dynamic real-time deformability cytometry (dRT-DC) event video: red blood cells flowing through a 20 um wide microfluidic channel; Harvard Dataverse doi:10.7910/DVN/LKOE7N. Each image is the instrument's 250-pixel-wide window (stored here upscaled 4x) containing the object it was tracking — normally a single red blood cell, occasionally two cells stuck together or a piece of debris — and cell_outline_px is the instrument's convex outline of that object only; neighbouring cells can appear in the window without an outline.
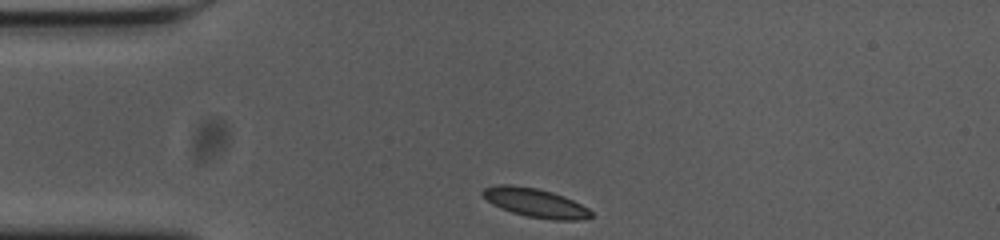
{"species": "common noctule bat (a hibernating species)", "species_latin": "Nyctalus noctula", "temperature_condition": "cold", "stored_images_in_passage": 33, "camera_frame_rate_fps": 3000, "um_per_image_px": 0.085, "animal": {"sex": "female", "body_mass_g": 23.0, "forearm_length_mm": 53.4}, "frame": {"image": 1, "passage_image": 1, "time_ms": 0.0, "image_size_px": [1000, 240], "cell_outline_px": [[592, 216], [576, 220], [552, 220], [528, 216], [512, 212], [500, 208], [492, 204], [480, 192], [484, 188], [496, 184], [508, 184], [536, 188], [552, 192], [564, 196], [588, 208], [592, 212]], "centroid_in_image_um": [45.47, 17.22], "position_along_channel_um": 39.5, "area_um2": 18.09}}
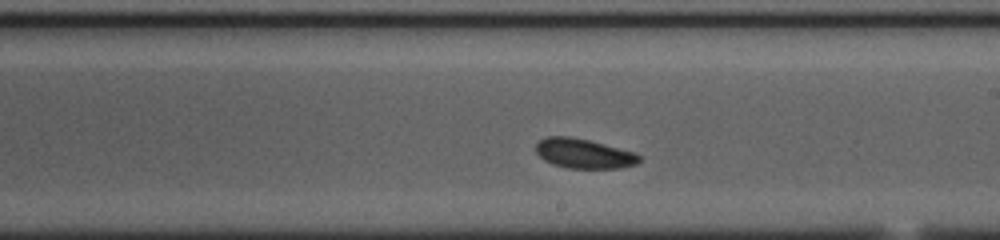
{"frame": {"image": 2, "passage_image": 20, "time_ms": 6.333, "image_size_px": [1000, 240], "cell_outline_px": [[640, 160], [636, 164], [620, 168], [568, 168], [552, 164], [544, 160], [536, 152], [536, 144], [540, 140], [548, 136], [568, 136], [588, 140], [636, 152], [640, 156]], "centroid_in_image_um": [49.63, 13.05], "position_along_channel_um": 239.4, "area_um2": 17.8}}
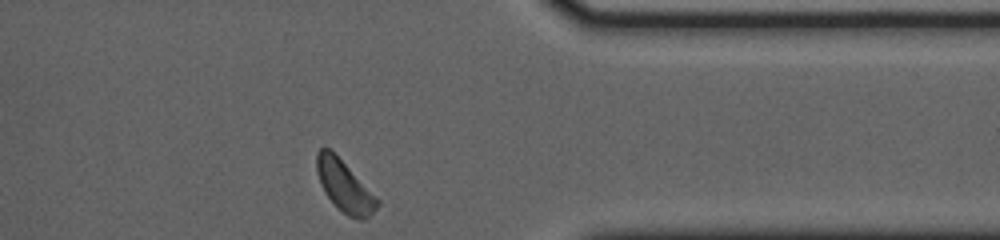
{"frame": {"image": 3, "passage_image": 33, "time_ms": 10.667, "image_size_px": [1000, 240], "cell_outline_px": [[380, 204], [368, 216], [360, 220], [348, 216], [324, 192], [320, 184], [316, 172], [316, 152], [320, 148], [328, 148], [380, 200]], "centroid_in_image_um": [29.26, 15.83], "position_along_channel_um": 382.1, "area_um2": 17.4}}